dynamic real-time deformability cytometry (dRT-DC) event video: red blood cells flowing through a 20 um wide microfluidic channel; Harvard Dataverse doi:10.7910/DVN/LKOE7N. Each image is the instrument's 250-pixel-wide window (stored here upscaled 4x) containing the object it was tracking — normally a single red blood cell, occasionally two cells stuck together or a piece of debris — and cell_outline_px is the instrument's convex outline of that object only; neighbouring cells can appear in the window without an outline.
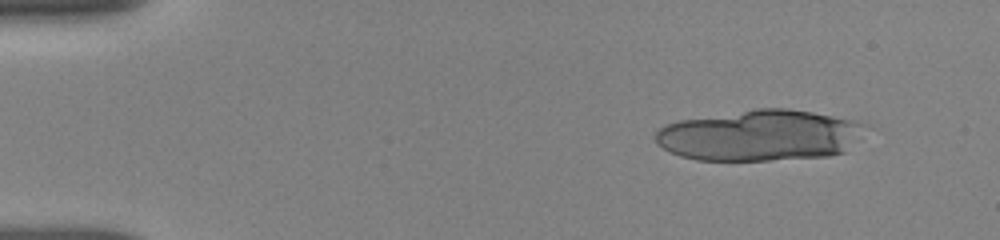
{"species": "human", "species_latin": "Homo sapiens", "temperature_condition": "room temperature", "stored_images_in_passage": 19, "camera_frame_rate_fps": 3000, "um_per_image_px": 0.085, "donor": {"sex": "female"}, "frame": {"image": 1, "passage_image": 3, "time_ms": 1.0, "image_size_px": [1000, 240], "cell_outline_px": [[860, 124], [844, 152], [828, 156], [768, 160], [696, 160], [680, 156], [656, 144], [656, 132], [664, 124], [680, 120], [756, 108], [788, 108], [812, 112], [856, 120]], "centroid_in_image_um": [64.43, 11.5], "position_along_channel_um": 20.6, "area_um2": 61.21}}
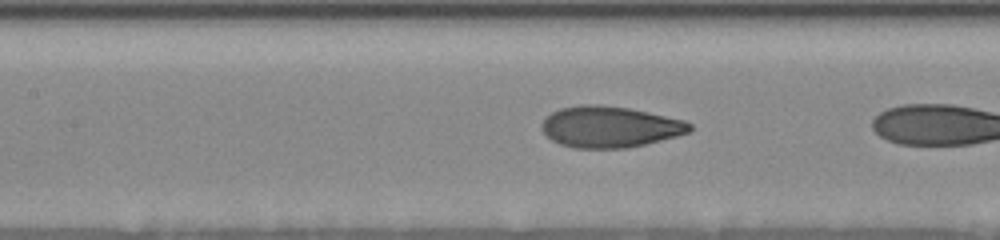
{"frame": {"image": 2, "passage_image": 17, "time_ms": 6.667, "image_size_px": [1000, 240], "cell_outline_px": [[692, 128], [688, 132], [676, 136], [628, 148], [572, 148], [560, 144], [552, 140], [544, 132], [540, 124], [552, 112], [560, 108], [580, 104], [600, 104], [628, 108], [648, 112], [684, 120], [692, 124]], "centroid_in_image_um": [51.81, 10.78], "position_along_channel_um": 155.6, "area_um2": 35.43}}